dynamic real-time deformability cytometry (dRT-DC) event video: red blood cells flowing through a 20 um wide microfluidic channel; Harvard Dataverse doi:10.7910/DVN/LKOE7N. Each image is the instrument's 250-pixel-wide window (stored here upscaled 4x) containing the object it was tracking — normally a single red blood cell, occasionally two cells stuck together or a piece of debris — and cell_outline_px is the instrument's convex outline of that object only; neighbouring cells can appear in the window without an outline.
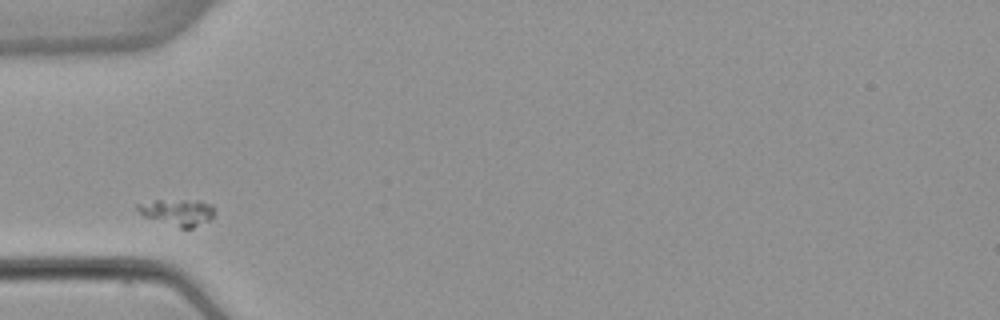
{"species": "common noctule bat (a hibernating species)", "species_latin": "Nyctalus noctula", "temperature_condition": "warm", "stored_images_in_passage": 1, "camera_frame_rate_fps": 3000, "um_per_image_px": 0.085, "animal": {"sex": "female", "body_mass_g": 22.7, "forearm_length_mm": 54.2}, "frame": {"image": 1, "passage_image": 1, "time_ms": 0.0, "image_size_px": [1000, 320], "cell_outline_px": [[212, 220], [192, 228], [180, 228], [144, 216], [136, 212], [136, 204], [156, 200], [200, 200], [212, 204]], "centroid_in_image_um": [15.08, 18.03], "position_along_channel_um": 69.9, "area_um2": 11.96}}